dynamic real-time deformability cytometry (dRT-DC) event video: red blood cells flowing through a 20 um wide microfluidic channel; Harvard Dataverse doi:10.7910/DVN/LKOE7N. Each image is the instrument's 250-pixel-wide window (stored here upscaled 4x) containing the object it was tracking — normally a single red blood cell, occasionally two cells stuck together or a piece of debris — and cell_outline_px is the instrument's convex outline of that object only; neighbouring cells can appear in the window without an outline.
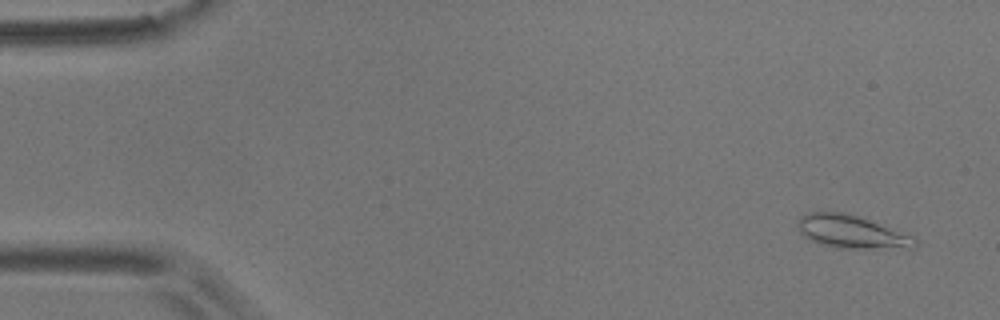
{"species": "common noctule bat (a hibernating species)", "species_latin": "Nyctalus noctula", "temperature_condition": "room temperature", "stored_images_in_passage": 4, "camera_frame_rate_fps": 3000, "um_per_image_px": 0.085, "animal": {"sex": "male", "body_mass_g": 17.9}, "frame": {"image": 1, "passage_image": 1, "time_ms": 0.0, "image_size_px": [1000, 320], "cell_outline_px": [[916, 248], [836, 248], [812, 240], [804, 236], [800, 232], [796, 224], [800, 216], [808, 212], [844, 212], [860, 216], [916, 236]], "centroid_in_image_um": [72.42, 19.69], "position_along_channel_um": 12.6, "area_um2": 22.72}}